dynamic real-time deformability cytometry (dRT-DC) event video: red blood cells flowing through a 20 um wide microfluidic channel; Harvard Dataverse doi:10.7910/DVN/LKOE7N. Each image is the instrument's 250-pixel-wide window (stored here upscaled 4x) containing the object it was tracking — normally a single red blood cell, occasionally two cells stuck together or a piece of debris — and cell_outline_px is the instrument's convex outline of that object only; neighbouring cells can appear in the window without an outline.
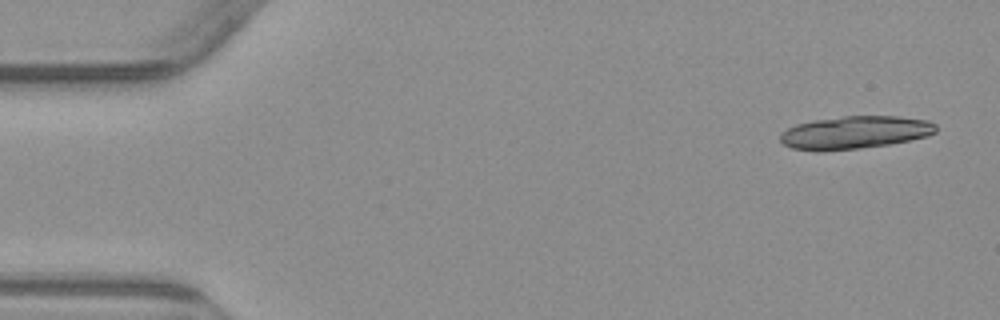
{"species": "common noctule bat (a hibernating species)", "species_latin": "Nyctalus noctula", "temperature_condition": "warm", "stored_images_in_passage": 5, "camera_frame_rate_fps": 3000, "um_per_image_px": 0.085, "animal": {"sex": "male", "body_mass_g": 23.1, "forearm_length_mm": 52.7}, "frame": {"image": 1, "passage_image": 1, "time_ms": 0.0, "image_size_px": [1000, 320], "cell_outline_px": [[936, 132], [928, 136], [888, 144], [860, 148], [820, 152], [816, 152], [792, 148], [784, 144], [780, 140], [780, 132], [796, 124], [816, 120], [844, 116], [900, 116], [928, 120], [936, 124]], "centroid_in_image_um": [72.65, 11.26], "position_along_channel_um": 12.4, "area_um2": 29.88}}
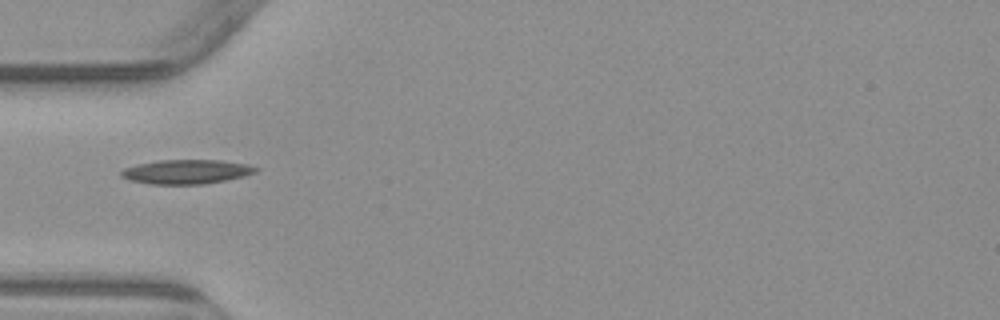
{"frame": {"image": 2, "passage_image": 5, "time_ms": 5.0, "image_size_px": [1000, 320], "cell_outline_px": [[260, 168], [256, 172], [244, 176], [204, 184], [152, 184], [128, 180], [120, 176], [120, 172], [124, 168], [136, 164], [156, 160], [220, 160], [248, 164]], "centroid_in_image_um": [15.82, 14.59], "position_along_channel_um": 69.2, "area_um2": 19.13}}